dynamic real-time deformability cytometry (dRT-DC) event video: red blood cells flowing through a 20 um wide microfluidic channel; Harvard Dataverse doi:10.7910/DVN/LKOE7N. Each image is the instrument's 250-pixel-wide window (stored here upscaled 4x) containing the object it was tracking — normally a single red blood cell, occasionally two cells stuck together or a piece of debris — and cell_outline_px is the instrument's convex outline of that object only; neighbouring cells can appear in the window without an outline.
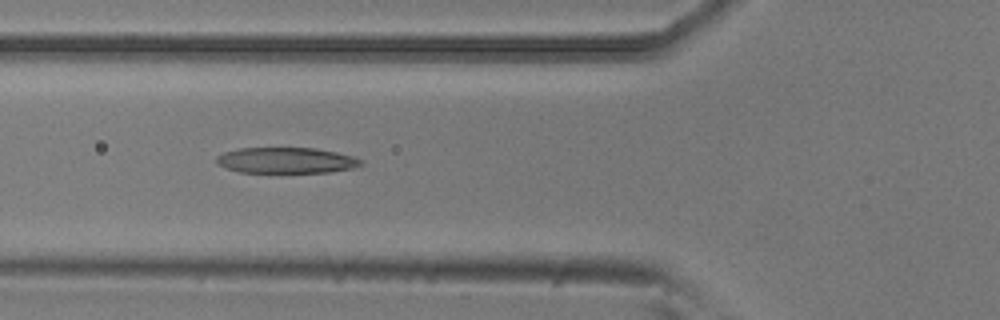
{"species": "common noctule bat (a hibernating species)", "species_latin": "Nyctalus noctula", "temperature_condition": "room temperature", "stored_images_in_passage": 5, "camera_frame_rate_fps": 3000, "um_per_image_px": 0.085, "animal": {"sex": "male", "body_mass_g": 20.5, "forearm_length_mm": 52.5}, "frame": {"image": 1, "passage_image": 5, "time_ms": 1.333, "image_size_px": [1000, 320], "cell_outline_px": [[364, 164], [352, 168], [332, 172], [240, 172], [216, 164], [216, 156], [224, 152], [240, 148], [316, 148], [336, 152], [352, 156], [364, 160]], "centroid_in_image_um": [24.35, 13.63], "position_along_channel_um": 101.4, "area_um2": 21.73}}